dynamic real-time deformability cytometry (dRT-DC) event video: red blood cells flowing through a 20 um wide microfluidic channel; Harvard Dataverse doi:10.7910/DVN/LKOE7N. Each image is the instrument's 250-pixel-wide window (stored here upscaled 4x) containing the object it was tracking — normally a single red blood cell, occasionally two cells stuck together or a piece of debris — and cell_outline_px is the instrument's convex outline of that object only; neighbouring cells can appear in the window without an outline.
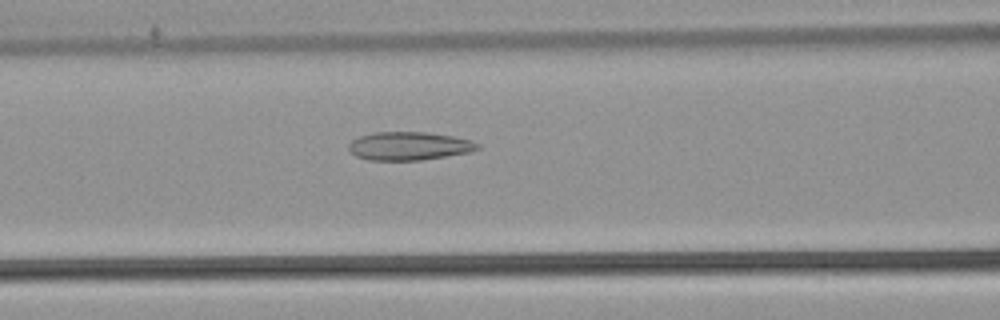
{"species": "common noctule bat (a hibernating species)", "species_latin": "Nyctalus noctula", "temperature_condition": "warm", "stored_images_in_passage": 54, "camera_frame_rate_fps": 3000, "um_per_image_px": 0.085, "animal": {"sex": "male", "body_mass_g": 21.5, "forearm_length_mm": 52.0}, "frame": {"image": 1, "passage_image": 23, "time_ms": 7.333, "image_size_px": [1000, 320], "cell_outline_px": [[480, 148], [472, 152], [420, 160], [368, 160], [356, 156], [348, 148], [348, 144], [352, 140], [360, 136], [372, 132], [428, 132], [452, 136], [472, 140], [480, 144]], "centroid_in_image_um": [34.79, 12.4], "position_along_channel_um": 131.8, "area_um2": 21.39}}
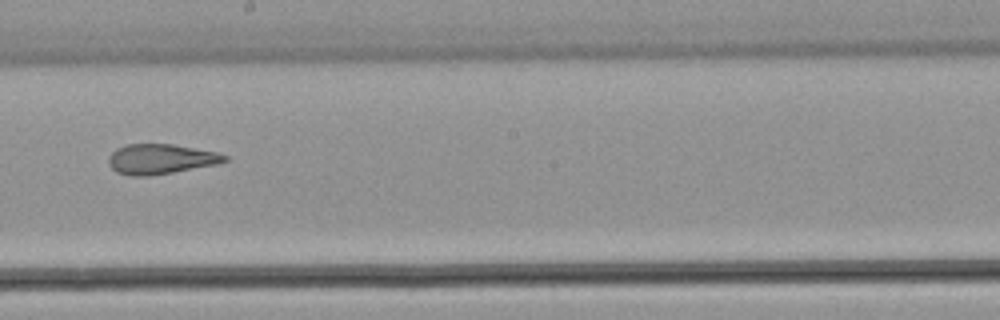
{"frame": {"image": 2, "passage_image": 31, "time_ms": 10.0, "image_size_px": [1000, 320], "cell_outline_px": [[228, 160], [216, 164], [172, 172], [148, 176], [132, 176], [116, 172], [108, 164], [108, 156], [116, 148], [128, 144], [172, 144], [220, 152], [228, 156]], "centroid_in_image_um": [13.65, 13.51], "position_along_channel_um": 234.6, "area_um2": 20.35}}
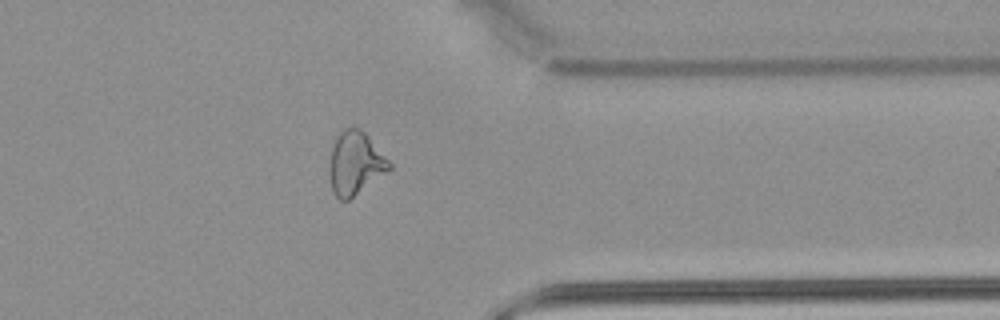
{"frame": {"image": 3, "passage_image": 43, "time_ms": 14.0, "image_size_px": [1000, 320], "cell_outline_px": [[392, 168], [348, 200], [340, 200], [332, 192], [332, 148], [336, 136], [344, 128], [360, 128], [368, 136], [392, 164]], "centroid_in_image_um": [30.23, 13.86], "position_along_channel_um": 381.2, "area_um2": 21.21}, "authors_computed_cell_mechanics": {"area_um2": 24.3627, "velocity_mm_per_s": 3.8568, "shape_relaxation_time_tau1_ms": null, "shape_relaxation_time_tau2_ms": 3.0955, "deformation_change_tau1": null, "deformation_change_tau2": 0.1188}}